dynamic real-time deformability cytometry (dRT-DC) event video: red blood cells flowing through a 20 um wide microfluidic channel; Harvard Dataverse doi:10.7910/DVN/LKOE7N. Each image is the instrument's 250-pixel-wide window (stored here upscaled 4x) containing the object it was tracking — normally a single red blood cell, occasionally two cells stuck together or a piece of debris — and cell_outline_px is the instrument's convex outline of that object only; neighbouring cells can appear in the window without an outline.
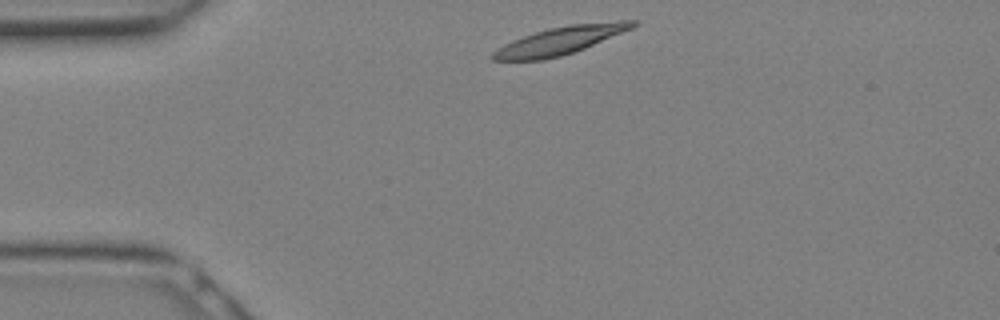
{"species": "Egyptian fruit bat (a non-hibernating species)", "species_latin": "Rousettus aegyptiacus", "temperature_condition": "warm", "stored_images_in_passage": 7, "camera_frame_rate_fps": 3000, "um_per_image_px": 0.085, "animal": {"sex": "female"}, "frame": {"image": 1, "passage_image": 1, "time_ms": 0.0, "image_size_px": [1000, 320], "cell_outline_px": [[636, 24], [632, 28], [584, 48], [560, 56], [544, 60], [492, 60], [488, 56], [496, 48], [512, 40], [548, 28], [572, 24], [620, 20], [636, 20]], "centroid_in_image_um": [47.55, 3.45], "position_along_channel_um": 37.4, "area_um2": 22.48}}
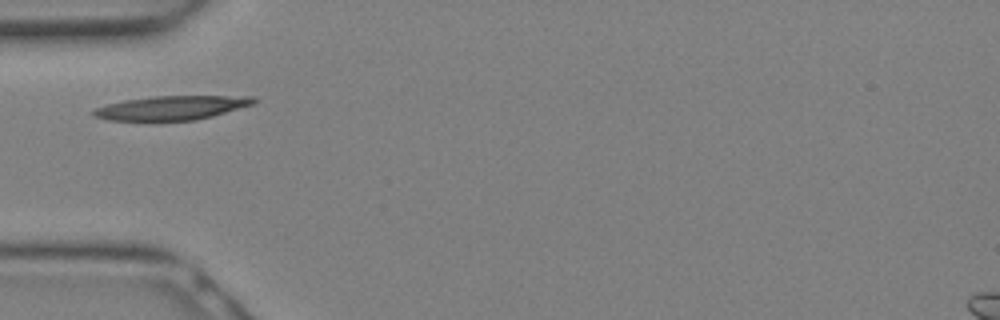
{"frame": {"image": 2, "passage_image": 4, "time_ms": 1.0, "image_size_px": [1000, 320], "cell_outline_px": [[256, 100], [252, 104], [212, 116], [196, 120], [156, 124], [152, 124], [108, 120], [92, 116], [88, 112], [92, 108], [124, 100], [156, 96], [256, 96]], "centroid_in_image_um": [14.42, 9.22], "position_along_channel_um": 70.6, "area_um2": 23.7}}
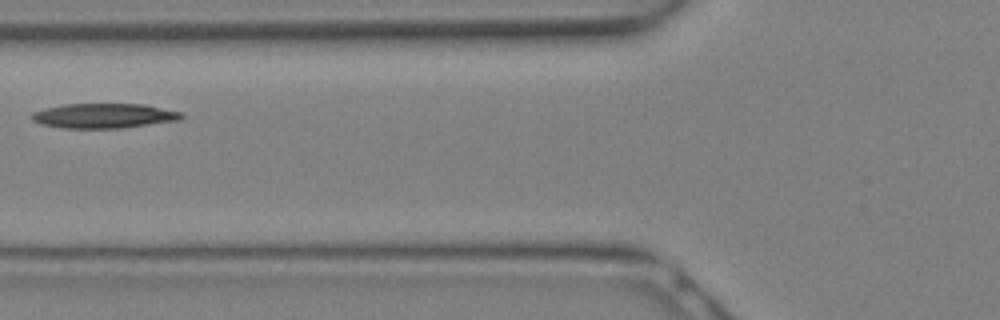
{"frame": {"image": 3, "passage_image": 6, "time_ms": 1.667, "image_size_px": [1000, 320], "cell_outline_px": [[184, 116], [180, 120], [124, 128], [64, 128], [40, 124], [32, 120], [32, 112], [44, 108], [64, 104], [144, 104], [184, 112]], "centroid_in_image_um": [8.86, 9.84], "position_along_channel_um": 116.9, "area_um2": 21.79}}